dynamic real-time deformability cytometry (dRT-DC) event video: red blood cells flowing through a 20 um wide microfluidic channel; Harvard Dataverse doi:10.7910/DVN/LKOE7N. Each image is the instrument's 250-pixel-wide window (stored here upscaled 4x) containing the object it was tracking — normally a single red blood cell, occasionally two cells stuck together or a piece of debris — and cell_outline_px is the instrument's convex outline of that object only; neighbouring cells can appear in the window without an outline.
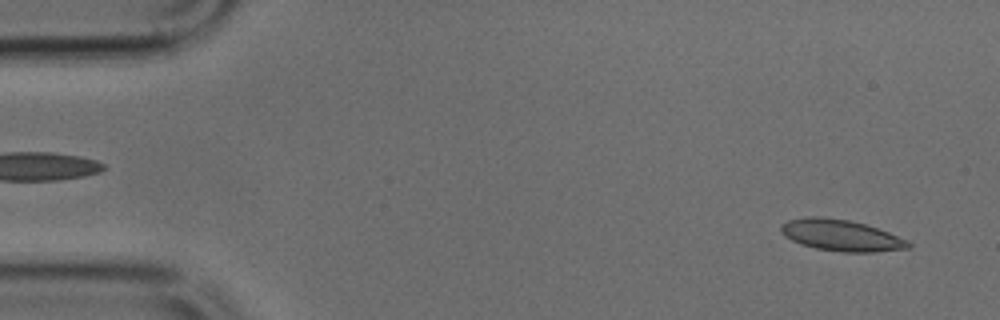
{"species": "common noctule bat (a hibernating species)", "species_latin": "Nyctalus noctula", "temperature_condition": "cold", "stored_images_in_passage": 25, "camera_frame_rate_fps": 3000, "um_per_image_px": 0.085, "animal": {"sex": "male", "body_mass_g": 17.9, "forearm_length_mm": 54.2}, "frame": {"image": 1, "passage_image": 2, "time_ms": 0.333, "image_size_px": [1000, 320], "cell_outline_px": [[912, 244], [908, 248], [872, 252], [844, 252], [816, 248], [792, 240], [784, 236], [780, 228], [780, 224], [788, 220], [808, 216], [820, 216], [848, 220], [864, 224], [888, 232], [908, 240]], "centroid_in_image_um": [71.48, 19.99], "position_along_channel_um": 13.5, "area_um2": 23.0}}
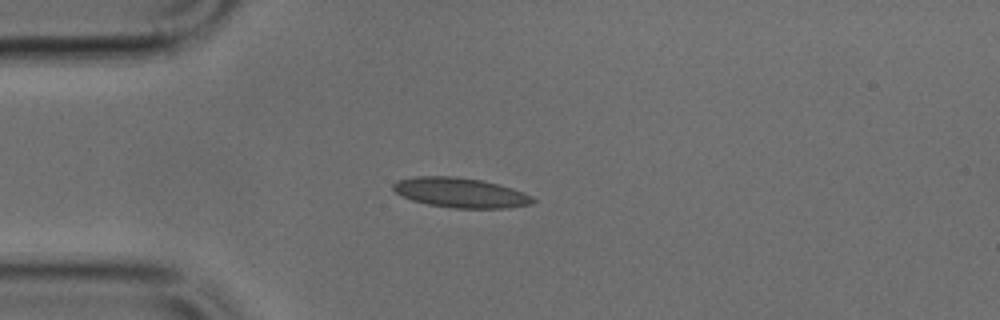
{"frame": {"image": 2, "passage_image": 11, "time_ms": 3.333, "image_size_px": [1000, 320], "cell_outline_px": [[536, 200], [532, 204], [508, 208], [452, 208], [428, 204], [412, 200], [396, 192], [392, 188], [392, 184], [396, 180], [416, 176], [456, 176], [480, 180], [512, 188], [524, 192], [532, 196]], "centroid_in_image_um": [39.14, 16.38], "position_along_channel_um": 45.9, "area_um2": 24.28}}
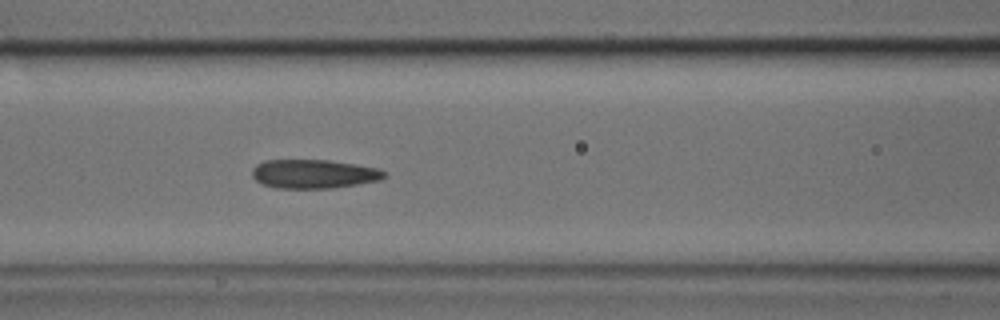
{"frame": {"image": 3, "passage_image": 19, "time_ms": 6.0, "image_size_px": [1000, 320], "cell_outline_px": [[388, 172], [380, 180], [332, 188], [276, 188], [264, 184], [256, 180], [252, 176], [252, 168], [256, 164], [264, 160], [328, 160], [356, 164], [380, 168]], "centroid_in_image_um": [26.68, 14.77], "position_along_channel_um": 139.9, "area_um2": 22.31}}